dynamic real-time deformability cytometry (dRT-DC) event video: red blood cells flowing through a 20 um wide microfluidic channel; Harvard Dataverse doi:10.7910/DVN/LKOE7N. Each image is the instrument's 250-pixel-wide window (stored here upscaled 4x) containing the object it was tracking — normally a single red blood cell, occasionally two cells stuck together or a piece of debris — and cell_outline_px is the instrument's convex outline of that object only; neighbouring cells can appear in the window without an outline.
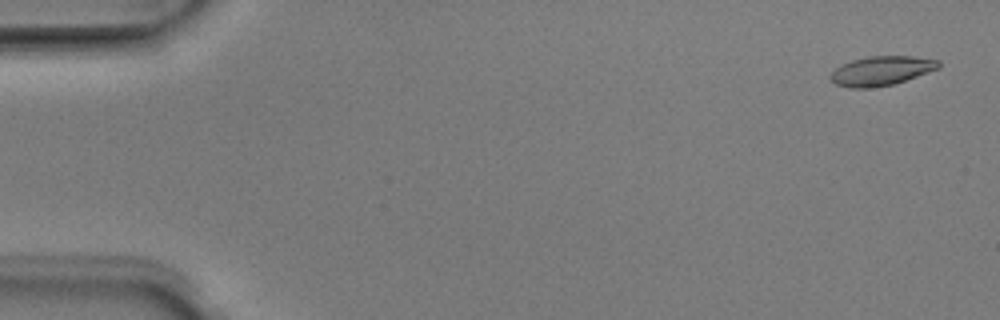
{"species": "Egyptian fruit bat (a non-hibernating species)", "species_latin": "Rousettus aegyptiacus", "temperature_condition": "room temperature", "stored_images_in_passage": 5, "camera_frame_rate_fps": 3000, "um_per_image_px": 0.085, "animal": {"sex": "male"}, "frame": {"image": 1, "passage_image": 5, "time_ms": 1.333, "image_size_px": [1000, 320], "cell_outline_px": [[940, 68], [892, 84], [868, 88], [852, 88], [836, 84], [828, 76], [840, 64], [852, 60], [868, 56], [912, 56], [940, 60]], "centroid_in_image_um": [74.9, 6.0], "position_along_channel_um": 10.1, "area_um2": 18.32}}